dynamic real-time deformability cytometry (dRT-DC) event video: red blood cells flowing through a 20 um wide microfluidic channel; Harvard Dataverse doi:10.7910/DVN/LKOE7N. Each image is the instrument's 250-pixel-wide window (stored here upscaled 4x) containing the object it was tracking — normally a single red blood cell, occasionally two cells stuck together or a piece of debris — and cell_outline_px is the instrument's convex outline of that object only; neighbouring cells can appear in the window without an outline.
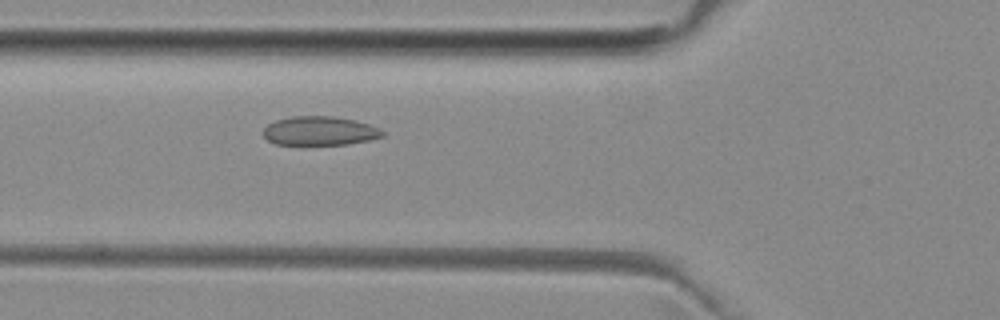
{"species": "common noctule bat (a hibernating species)", "species_latin": "Nyctalus noctula", "temperature_condition": "room temperature", "stored_images_in_passage": 28, "camera_frame_rate_fps": 3000, "um_per_image_px": 0.085, "animal": {"sex": "female", "body_mass_g": 29.2, "forearm_length_mm": 56.3}, "frame": {"image": 1, "passage_image": 4, "time_ms": 1.0, "image_size_px": [1000, 320], "cell_outline_px": [[384, 136], [368, 140], [348, 144], [276, 144], [268, 140], [264, 136], [264, 128], [268, 124], [276, 120], [292, 116], [336, 116], [356, 120], [380, 128], [384, 132]], "centroid_in_image_um": [27.2, 11.11], "position_along_channel_um": 98.6, "area_um2": 20.06}}
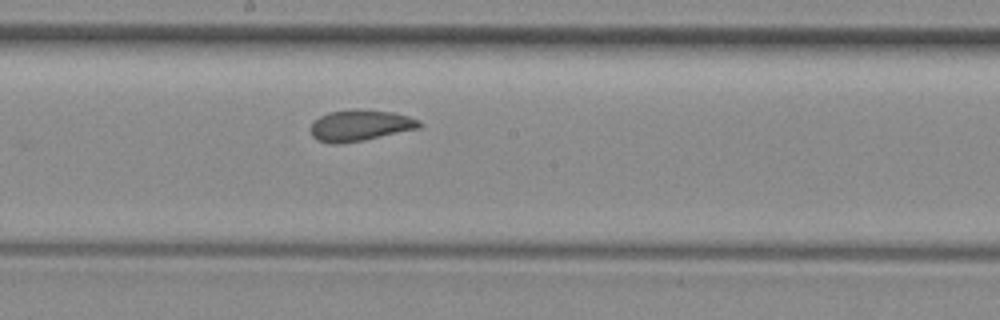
{"frame": {"image": 2, "passage_image": 13, "time_ms": 4.0, "image_size_px": [1000, 320], "cell_outline_px": [[424, 124], [420, 128], [364, 140], [336, 144], [332, 144], [316, 140], [312, 136], [312, 120], [328, 112], [392, 112], [408, 116], [420, 120]], "centroid_in_image_um": [30.62, 10.71], "position_along_channel_um": 217.6, "area_um2": 19.02}}
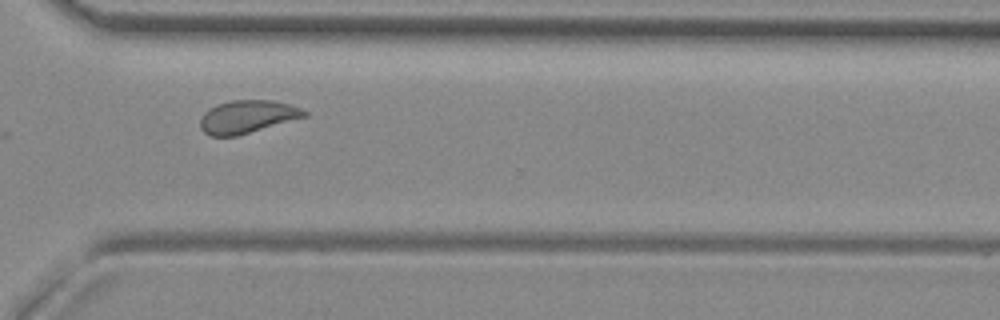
{"frame": {"image": 3, "passage_image": 23, "time_ms": 7.333, "image_size_px": [1000, 320], "cell_outline_px": [[308, 116], [236, 136], [208, 136], [200, 128], [200, 120], [204, 112], [208, 108], [216, 104], [232, 100], [272, 100], [288, 104], [300, 108], [308, 112]], "centroid_in_image_um": [20.99, 9.92], "position_along_channel_um": 349.6, "area_um2": 20.0}, "authors_computed_cell_mechanics": {"area_um2": 19.7676, "velocity_mm_per_s": 3.9549, "shape_relaxation_time_tau1_ms": null, "shape_relaxation_time_tau2_ms": 1.295, "deformation_change_tau1": null, "deformation_change_tau2": 0.0695}}